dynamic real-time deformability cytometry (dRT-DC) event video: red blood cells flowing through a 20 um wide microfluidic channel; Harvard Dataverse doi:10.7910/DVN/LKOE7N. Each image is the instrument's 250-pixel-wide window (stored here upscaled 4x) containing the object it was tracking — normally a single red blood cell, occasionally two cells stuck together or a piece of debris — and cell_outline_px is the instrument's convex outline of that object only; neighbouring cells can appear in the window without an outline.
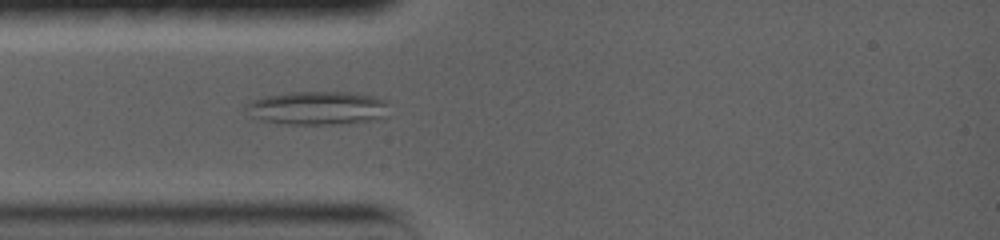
{"species": "common noctule bat (a hibernating species)", "species_latin": "Nyctalus noctula", "temperature_condition": "warm", "stored_images_in_passage": 33, "camera_frame_rate_fps": 5000, "um_per_image_px": 0.085, "animal": {"sex": "female", "body_mass_g": 19.0, "forearm_length_mm": 56.7}, "frame": {"image": 1, "passage_image": 1, "time_ms": 0.0, "image_size_px": [1000, 240], "cell_outline_px": [[388, 104], [384, 120], [348, 124], [288, 124], [264, 120], [252, 116], [244, 108], [252, 100], [268, 96], [288, 92], [356, 92], [388, 100]], "centroid_in_image_um": [27.11, 9.19], "position_along_channel_um": 57.9, "area_um2": 28.26}}
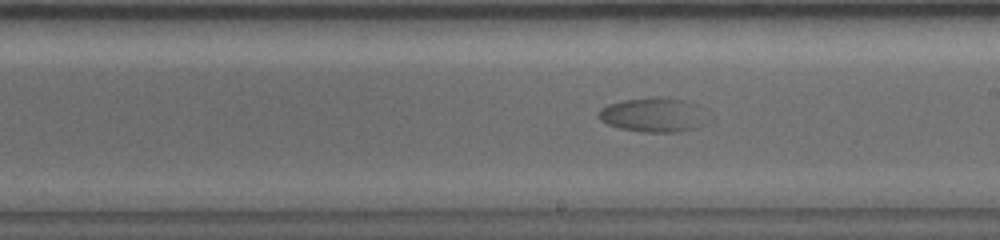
{"frame": {"image": 2, "passage_image": 20, "time_ms": 5.2, "image_size_px": [1000, 240], "cell_outline_px": [[696, 104], [692, 128], [676, 132], [648, 132], [620, 128], [608, 124], [600, 120], [600, 108], [608, 104], [624, 100], [648, 96], [664, 96], [684, 100]], "centroid_in_image_um": [55.26, 9.72], "position_along_channel_um": 233.7, "area_um2": 20.35}}
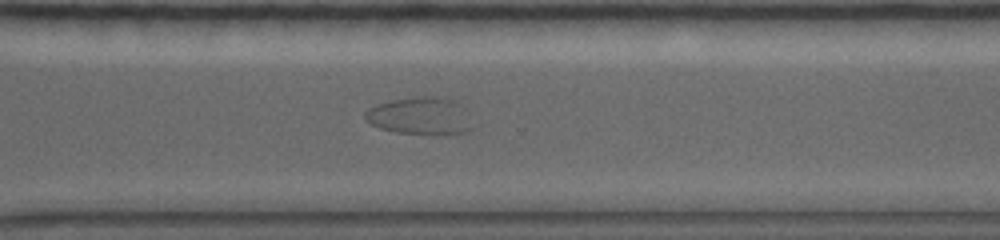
{"frame": {"image": 3, "passage_image": 31, "time_ms": 8.2, "image_size_px": [1000, 240], "cell_outline_px": [[452, 132], [404, 132], [384, 128], [372, 124], [368, 120], [368, 112], [372, 108], [380, 104], [392, 100], [416, 96], [424, 96], [444, 100]], "centroid_in_image_um": [35.01, 9.79], "position_along_channel_um": 335.6, "area_um2": 17.46}}